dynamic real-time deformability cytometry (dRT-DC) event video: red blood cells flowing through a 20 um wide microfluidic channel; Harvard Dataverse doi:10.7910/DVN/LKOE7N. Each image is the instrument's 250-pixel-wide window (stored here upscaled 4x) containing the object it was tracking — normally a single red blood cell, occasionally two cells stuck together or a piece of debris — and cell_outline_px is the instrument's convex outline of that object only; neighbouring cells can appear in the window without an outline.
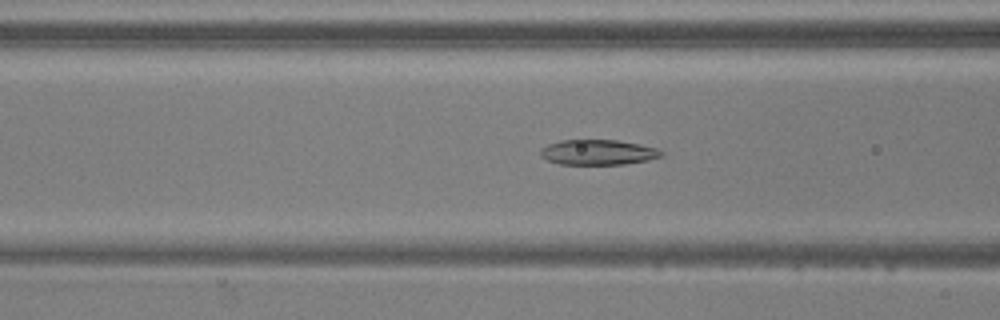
{"species": "common noctule bat (a hibernating species)", "species_latin": "Nyctalus noctula", "temperature_condition": "warm", "stored_images_in_passage": 52, "camera_frame_rate_fps": 3000, "um_per_image_px": 0.085, "animal": {"sex": "male", "body_mass_g": 20.5, "forearm_length_mm": 52.5}, "frame": {"image": 1, "passage_image": 20, "time_ms": 6.333, "image_size_px": [1000, 320], "cell_outline_px": [[664, 156], [648, 160], [624, 164], [560, 164], [548, 160], [540, 156], [540, 148], [548, 144], [560, 140], [616, 140], [640, 144], [656, 148], [664, 152]], "centroid_in_image_um": [50.84, 12.94], "position_along_channel_um": 115.8, "area_um2": 17.8}}
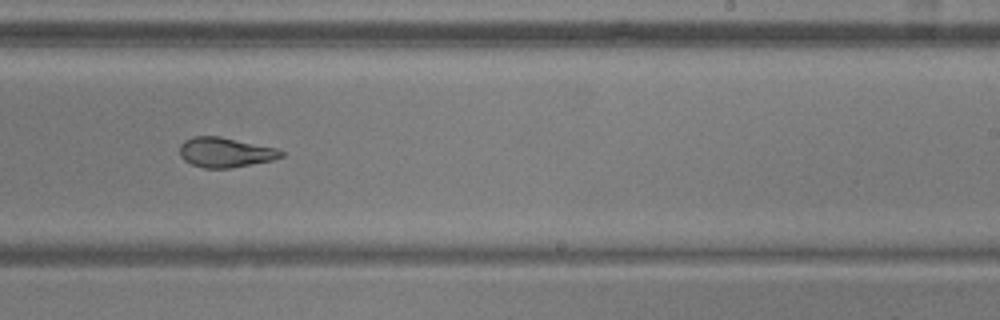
{"frame": {"image": 2, "passage_image": 32, "time_ms": 10.333, "image_size_px": [1000, 320], "cell_outline_px": [[284, 156], [272, 160], [232, 168], [204, 168], [192, 164], [184, 160], [180, 156], [180, 144], [184, 140], [192, 136], [220, 136], [276, 148], [284, 152]], "centroid_in_image_um": [19.14, 12.95], "position_along_channel_um": 269.9, "area_um2": 17.69}}
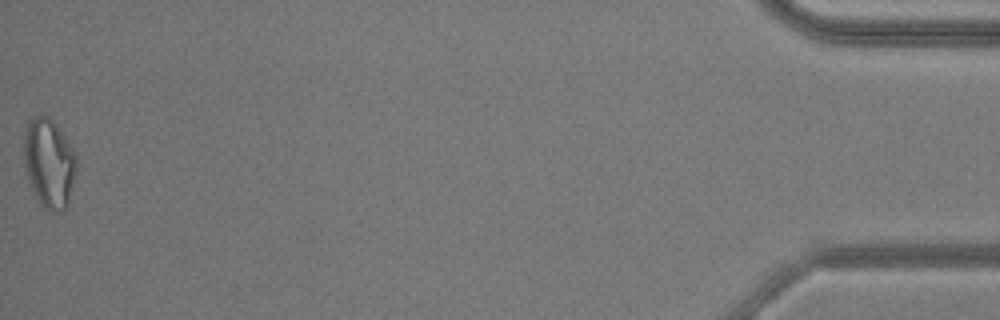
{"frame": {"image": 3, "passage_image": 52, "time_ms": 17.0, "image_size_px": [1000, 320], "cell_outline_px": [[76, 168], [68, 208], [64, 212], [48, 212], [40, 204], [32, 188], [24, 164], [24, 132], [28, 120], [32, 116], [40, 112], [48, 116], [56, 124], [76, 152]], "centroid_in_image_um": [4.18, 13.85], "position_along_channel_um": 431.0, "area_um2": 27.86}, "authors_computed_cell_mechanics": {"area_um2": 20.0277, "velocity_mm_per_s": 3.8508, "shape_relaxation_time_tau1_ms": 8.1626, "shape_relaxation_time_tau2_ms": 2.761, "deformation_change_tau1": 0.2425, "deformation_change_tau2": 0.1015}}